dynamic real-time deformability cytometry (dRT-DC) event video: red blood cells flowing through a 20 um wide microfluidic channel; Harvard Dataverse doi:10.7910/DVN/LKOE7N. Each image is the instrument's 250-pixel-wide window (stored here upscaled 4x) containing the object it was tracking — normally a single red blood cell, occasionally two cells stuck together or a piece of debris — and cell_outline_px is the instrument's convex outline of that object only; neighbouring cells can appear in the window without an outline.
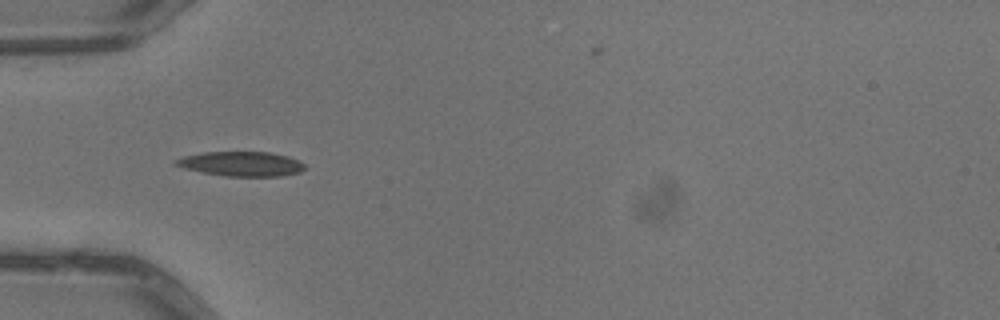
{"species": "common noctule bat (a hibernating species)", "species_latin": "Nyctalus noctula", "temperature_condition": "warm", "stored_images_in_passage": 7, "camera_frame_rate_fps": 3000, "um_per_image_px": 0.085, "animal": {"sex": "male", "body_mass_g": 13.3}, "frame": {"image": 1, "passage_image": 5, "time_ms": 1.333, "image_size_px": [1000, 320], "cell_outline_px": [[304, 168], [300, 172], [280, 176], [224, 176], [184, 168], [172, 164], [172, 160], [184, 156], [204, 152], [268, 152], [288, 156], [304, 164]], "centroid_in_image_um": [20.46, 13.92], "position_along_channel_um": 64.5, "area_um2": 18.38}}
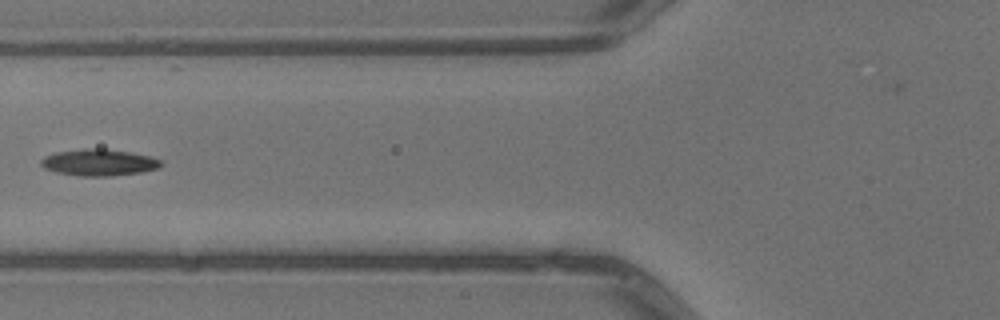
{"frame": {"image": 2, "passage_image": 6, "time_ms": 1.667, "image_size_px": [1000, 320], "cell_outline_px": [[164, 164], [160, 168], [140, 172], [112, 176], [80, 176], [56, 172], [44, 168], [40, 164], [40, 160], [44, 156], [56, 152], [84, 148], [104, 148], [152, 156], [160, 160]], "centroid_in_image_um": [8.41, 13.8], "position_along_channel_um": 117.4, "area_um2": 18.79}}
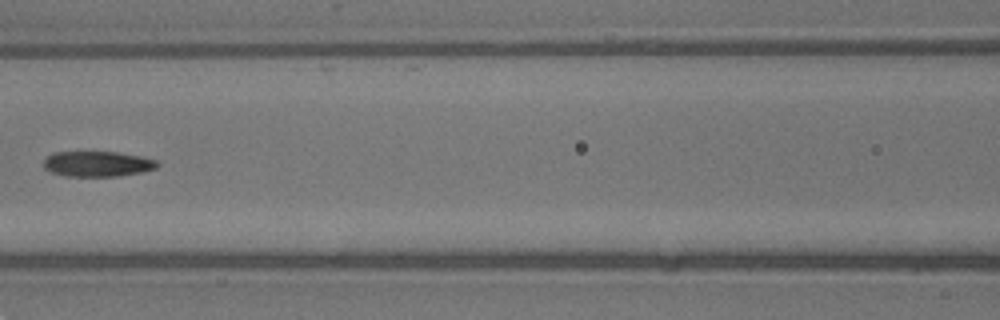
{"frame": {"image": 3, "passage_image": 7, "time_ms": 2.0, "image_size_px": [1000, 320], "cell_outline_px": [[160, 164], [156, 168], [140, 172], [120, 176], [64, 176], [52, 172], [44, 168], [44, 160], [48, 156], [56, 152], [116, 152], [140, 156], [156, 160]], "centroid_in_image_um": [8.29, 13.93], "position_along_channel_um": 158.3, "area_um2": 16.7}}